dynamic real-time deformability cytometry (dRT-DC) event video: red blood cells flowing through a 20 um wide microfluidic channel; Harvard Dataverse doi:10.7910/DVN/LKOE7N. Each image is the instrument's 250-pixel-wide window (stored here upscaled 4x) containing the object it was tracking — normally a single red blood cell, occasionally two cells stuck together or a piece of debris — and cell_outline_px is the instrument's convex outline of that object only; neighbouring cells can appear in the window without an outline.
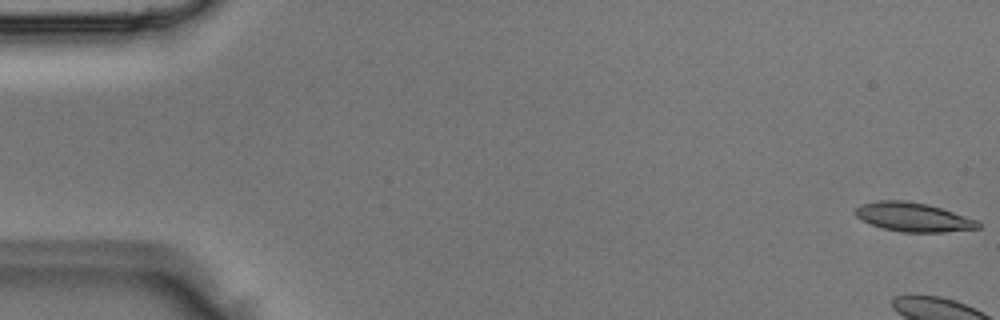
{"species": "Egyptian fruit bat (a non-hibernating species)", "species_latin": "Rousettus aegyptiacus", "temperature_condition": "room temperature", "stored_images_in_passage": 5, "camera_frame_rate_fps": 3000, "um_per_image_px": 0.085, "animal": {"sex": "male"}, "frame": {"image": 1, "passage_image": 1, "time_ms": 0.0, "image_size_px": [1000, 320], "cell_outline_px": [[980, 228], [944, 232], [904, 232], [884, 228], [872, 224], [856, 216], [856, 208], [860, 204], [880, 200], [900, 200], [928, 204], [976, 220], [980, 224]], "centroid_in_image_um": [77.62, 18.45], "position_along_channel_um": 7.4, "area_um2": 20.29}}
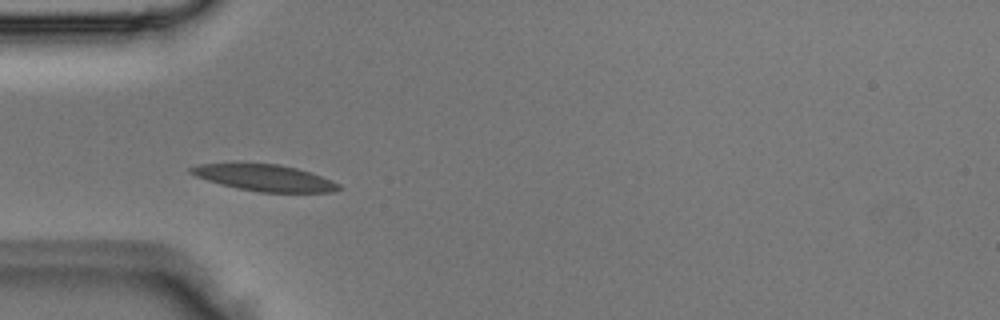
{"frame": {"image": 2, "passage_image": 4, "time_ms": 1.0, "image_size_px": [1000, 320], "cell_outline_px": [[340, 188], [332, 192], [260, 192], [236, 188], [220, 184], [196, 176], [188, 172], [188, 168], [200, 164], [280, 164], [296, 168], [332, 180], [340, 184]], "centroid_in_image_um": [22.48, 15.12], "position_along_channel_um": 62.5, "area_um2": 22.43}}
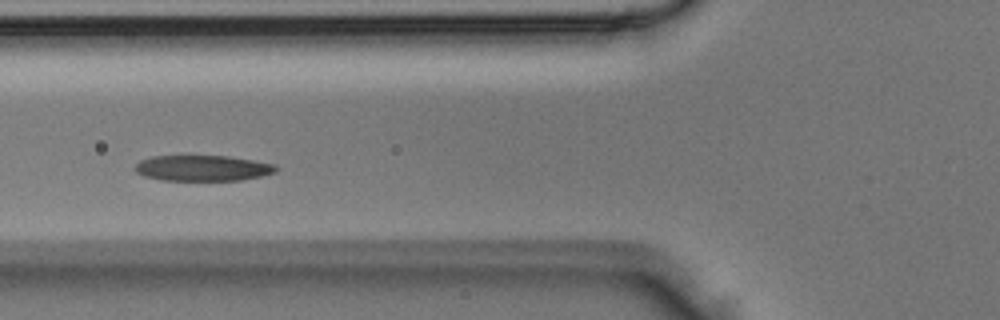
{"frame": {"image": 3, "passage_image": 5, "time_ms": 1.333, "image_size_px": [1000, 320], "cell_outline_px": [[280, 168], [276, 172], [260, 176], [240, 180], [160, 180], [144, 176], [136, 172], [136, 164], [140, 160], [152, 156], [228, 156], [276, 164]], "centroid_in_image_um": [17.25, 14.29], "position_along_channel_um": 108.6, "area_um2": 21.1}}